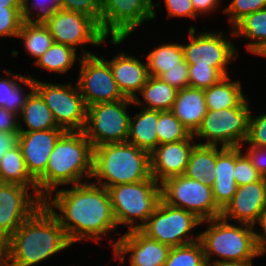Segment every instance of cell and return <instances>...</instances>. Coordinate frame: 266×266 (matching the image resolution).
<instances>
[{
  "label": "cell",
  "instance_id": "cell-53",
  "mask_svg": "<svg viewBox=\"0 0 266 266\" xmlns=\"http://www.w3.org/2000/svg\"><path fill=\"white\" fill-rule=\"evenodd\" d=\"M252 54L260 57H266V41L262 45H260Z\"/></svg>",
  "mask_w": 266,
  "mask_h": 266
},
{
  "label": "cell",
  "instance_id": "cell-16",
  "mask_svg": "<svg viewBox=\"0 0 266 266\" xmlns=\"http://www.w3.org/2000/svg\"><path fill=\"white\" fill-rule=\"evenodd\" d=\"M121 234L119 233L116 242L107 238L111 241L113 259H118L120 265L126 264L128 254L129 266H164L170 246L147 237L140 230H130Z\"/></svg>",
  "mask_w": 266,
  "mask_h": 266
},
{
  "label": "cell",
  "instance_id": "cell-15",
  "mask_svg": "<svg viewBox=\"0 0 266 266\" xmlns=\"http://www.w3.org/2000/svg\"><path fill=\"white\" fill-rule=\"evenodd\" d=\"M98 55L82 56L79 61L76 83L87 107L126 98L114 79L109 63Z\"/></svg>",
  "mask_w": 266,
  "mask_h": 266
},
{
  "label": "cell",
  "instance_id": "cell-51",
  "mask_svg": "<svg viewBox=\"0 0 266 266\" xmlns=\"http://www.w3.org/2000/svg\"><path fill=\"white\" fill-rule=\"evenodd\" d=\"M21 7V0H0V8Z\"/></svg>",
  "mask_w": 266,
  "mask_h": 266
},
{
  "label": "cell",
  "instance_id": "cell-19",
  "mask_svg": "<svg viewBox=\"0 0 266 266\" xmlns=\"http://www.w3.org/2000/svg\"><path fill=\"white\" fill-rule=\"evenodd\" d=\"M265 210L264 184L261 179L238 186L232 200L222 210L221 217L229 222L244 223L256 228V223Z\"/></svg>",
  "mask_w": 266,
  "mask_h": 266
},
{
  "label": "cell",
  "instance_id": "cell-17",
  "mask_svg": "<svg viewBox=\"0 0 266 266\" xmlns=\"http://www.w3.org/2000/svg\"><path fill=\"white\" fill-rule=\"evenodd\" d=\"M30 188L0 182V236L7 241L43 201Z\"/></svg>",
  "mask_w": 266,
  "mask_h": 266
},
{
  "label": "cell",
  "instance_id": "cell-18",
  "mask_svg": "<svg viewBox=\"0 0 266 266\" xmlns=\"http://www.w3.org/2000/svg\"><path fill=\"white\" fill-rule=\"evenodd\" d=\"M64 132L62 128L19 132L17 144L22 150L27 171L35 181L46 171L49 156Z\"/></svg>",
  "mask_w": 266,
  "mask_h": 266
},
{
  "label": "cell",
  "instance_id": "cell-40",
  "mask_svg": "<svg viewBox=\"0 0 266 266\" xmlns=\"http://www.w3.org/2000/svg\"><path fill=\"white\" fill-rule=\"evenodd\" d=\"M223 14L228 15L231 28L244 16L265 9L266 0H231L226 7H222Z\"/></svg>",
  "mask_w": 266,
  "mask_h": 266
},
{
  "label": "cell",
  "instance_id": "cell-47",
  "mask_svg": "<svg viewBox=\"0 0 266 266\" xmlns=\"http://www.w3.org/2000/svg\"><path fill=\"white\" fill-rule=\"evenodd\" d=\"M0 131L6 133H19L18 114L0 107Z\"/></svg>",
  "mask_w": 266,
  "mask_h": 266
},
{
  "label": "cell",
  "instance_id": "cell-5",
  "mask_svg": "<svg viewBox=\"0 0 266 266\" xmlns=\"http://www.w3.org/2000/svg\"><path fill=\"white\" fill-rule=\"evenodd\" d=\"M151 177L150 153L147 151L129 142L109 143L93 148V183L107 189Z\"/></svg>",
  "mask_w": 266,
  "mask_h": 266
},
{
  "label": "cell",
  "instance_id": "cell-14",
  "mask_svg": "<svg viewBox=\"0 0 266 266\" xmlns=\"http://www.w3.org/2000/svg\"><path fill=\"white\" fill-rule=\"evenodd\" d=\"M45 25L54 42L71 46L75 50L79 49L80 46L81 56L94 54L85 49V44L99 47L108 40L94 19L79 12L61 9L54 13Z\"/></svg>",
  "mask_w": 266,
  "mask_h": 266
},
{
  "label": "cell",
  "instance_id": "cell-4",
  "mask_svg": "<svg viewBox=\"0 0 266 266\" xmlns=\"http://www.w3.org/2000/svg\"><path fill=\"white\" fill-rule=\"evenodd\" d=\"M203 224L207 228L198 233L206 263L253 265V259L262 256L256 245L254 226L230 223L222 217L204 220Z\"/></svg>",
  "mask_w": 266,
  "mask_h": 266
},
{
  "label": "cell",
  "instance_id": "cell-48",
  "mask_svg": "<svg viewBox=\"0 0 266 266\" xmlns=\"http://www.w3.org/2000/svg\"><path fill=\"white\" fill-rule=\"evenodd\" d=\"M222 0H191L194 6L195 13L199 16L212 15V13L221 8Z\"/></svg>",
  "mask_w": 266,
  "mask_h": 266
},
{
  "label": "cell",
  "instance_id": "cell-3",
  "mask_svg": "<svg viewBox=\"0 0 266 266\" xmlns=\"http://www.w3.org/2000/svg\"><path fill=\"white\" fill-rule=\"evenodd\" d=\"M92 172L93 146L84 131H65L55 143L46 171L36 180L38 197L43 201L61 186L90 181Z\"/></svg>",
  "mask_w": 266,
  "mask_h": 266
},
{
  "label": "cell",
  "instance_id": "cell-20",
  "mask_svg": "<svg viewBox=\"0 0 266 266\" xmlns=\"http://www.w3.org/2000/svg\"><path fill=\"white\" fill-rule=\"evenodd\" d=\"M197 140L192 134L179 142L159 144L150 153L152 177L160 184L168 178L184 174Z\"/></svg>",
  "mask_w": 266,
  "mask_h": 266
},
{
  "label": "cell",
  "instance_id": "cell-2",
  "mask_svg": "<svg viewBox=\"0 0 266 266\" xmlns=\"http://www.w3.org/2000/svg\"><path fill=\"white\" fill-rule=\"evenodd\" d=\"M70 246L58 219L42 204L5 242L3 266H34Z\"/></svg>",
  "mask_w": 266,
  "mask_h": 266
},
{
  "label": "cell",
  "instance_id": "cell-35",
  "mask_svg": "<svg viewBox=\"0 0 266 266\" xmlns=\"http://www.w3.org/2000/svg\"><path fill=\"white\" fill-rule=\"evenodd\" d=\"M158 145L188 139L192 134L171 111H159Z\"/></svg>",
  "mask_w": 266,
  "mask_h": 266
},
{
  "label": "cell",
  "instance_id": "cell-7",
  "mask_svg": "<svg viewBox=\"0 0 266 266\" xmlns=\"http://www.w3.org/2000/svg\"><path fill=\"white\" fill-rule=\"evenodd\" d=\"M249 105L245 97L236 107L207 110L201 125L193 134L195 139H199L197 144L242 147L248 136Z\"/></svg>",
  "mask_w": 266,
  "mask_h": 266
},
{
  "label": "cell",
  "instance_id": "cell-34",
  "mask_svg": "<svg viewBox=\"0 0 266 266\" xmlns=\"http://www.w3.org/2000/svg\"><path fill=\"white\" fill-rule=\"evenodd\" d=\"M22 39L25 53L37 59L54 43L53 37L45 24L23 22L17 36Z\"/></svg>",
  "mask_w": 266,
  "mask_h": 266
},
{
  "label": "cell",
  "instance_id": "cell-10",
  "mask_svg": "<svg viewBox=\"0 0 266 266\" xmlns=\"http://www.w3.org/2000/svg\"><path fill=\"white\" fill-rule=\"evenodd\" d=\"M131 105L134 106V100L125 98L87 107L84 133L93 148L109 143L127 142L131 117L127 109Z\"/></svg>",
  "mask_w": 266,
  "mask_h": 266
},
{
  "label": "cell",
  "instance_id": "cell-23",
  "mask_svg": "<svg viewBox=\"0 0 266 266\" xmlns=\"http://www.w3.org/2000/svg\"><path fill=\"white\" fill-rule=\"evenodd\" d=\"M170 111L194 134L207 112L204 90L192 87L178 90Z\"/></svg>",
  "mask_w": 266,
  "mask_h": 266
},
{
  "label": "cell",
  "instance_id": "cell-46",
  "mask_svg": "<svg viewBox=\"0 0 266 266\" xmlns=\"http://www.w3.org/2000/svg\"><path fill=\"white\" fill-rule=\"evenodd\" d=\"M244 153L261 175L266 174V147L247 146Z\"/></svg>",
  "mask_w": 266,
  "mask_h": 266
},
{
  "label": "cell",
  "instance_id": "cell-24",
  "mask_svg": "<svg viewBox=\"0 0 266 266\" xmlns=\"http://www.w3.org/2000/svg\"><path fill=\"white\" fill-rule=\"evenodd\" d=\"M3 72L6 77L0 76V107L19 115L34 90V80L30 74H16L9 69H4ZM24 88L30 91L25 93L27 90Z\"/></svg>",
  "mask_w": 266,
  "mask_h": 266
},
{
  "label": "cell",
  "instance_id": "cell-21",
  "mask_svg": "<svg viewBox=\"0 0 266 266\" xmlns=\"http://www.w3.org/2000/svg\"><path fill=\"white\" fill-rule=\"evenodd\" d=\"M127 52H118L112 59H105L113 72L114 79L122 94L129 99L137 97L142 87L146 84L149 73L146 61Z\"/></svg>",
  "mask_w": 266,
  "mask_h": 266
},
{
  "label": "cell",
  "instance_id": "cell-55",
  "mask_svg": "<svg viewBox=\"0 0 266 266\" xmlns=\"http://www.w3.org/2000/svg\"><path fill=\"white\" fill-rule=\"evenodd\" d=\"M262 181L264 184L265 200H266V174L262 175Z\"/></svg>",
  "mask_w": 266,
  "mask_h": 266
},
{
  "label": "cell",
  "instance_id": "cell-44",
  "mask_svg": "<svg viewBox=\"0 0 266 266\" xmlns=\"http://www.w3.org/2000/svg\"><path fill=\"white\" fill-rule=\"evenodd\" d=\"M163 3L168 18H190L192 21L198 17L191 0H164Z\"/></svg>",
  "mask_w": 266,
  "mask_h": 266
},
{
  "label": "cell",
  "instance_id": "cell-9",
  "mask_svg": "<svg viewBox=\"0 0 266 266\" xmlns=\"http://www.w3.org/2000/svg\"><path fill=\"white\" fill-rule=\"evenodd\" d=\"M195 214L170 206L160 200L153 214L139 229L147 237L170 247L182 246L199 240L193 229L201 225Z\"/></svg>",
  "mask_w": 266,
  "mask_h": 266
},
{
  "label": "cell",
  "instance_id": "cell-22",
  "mask_svg": "<svg viewBox=\"0 0 266 266\" xmlns=\"http://www.w3.org/2000/svg\"><path fill=\"white\" fill-rule=\"evenodd\" d=\"M235 147L216 146V177L212 186L213 199L223 210L237 191L234 178Z\"/></svg>",
  "mask_w": 266,
  "mask_h": 266
},
{
  "label": "cell",
  "instance_id": "cell-28",
  "mask_svg": "<svg viewBox=\"0 0 266 266\" xmlns=\"http://www.w3.org/2000/svg\"><path fill=\"white\" fill-rule=\"evenodd\" d=\"M0 182L26 186L38 196L37 183L27 171L22 150L18 144L0 159Z\"/></svg>",
  "mask_w": 266,
  "mask_h": 266
},
{
  "label": "cell",
  "instance_id": "cell-33",
  "mask_svg": "<svg viewBox=\"0 0 266 266\" xmlns=\"http://www.w3.org/2000/svg\"><path fill=\"white\" fill-rule=\"evenodd\" d=\"M77 50L73 47L54 42L51 47L33 64L42 72H53L60 75L67 74L76 61H80L81 55L77 56Z\"/></svg>",
  "mask_w": 266,
  "mask_h": 266
},
{
  "label": "cell",
  "instance_id": "cell-37",
  "mask_svg": "<svg viewBox=\"0 0 266 266\" xmlns=\"http://www.w3.org/2000/svg\"><path fill=\"white\" fill-rule=\"evenodd\" d=\"M59 10L60 0H21L23 22L45 24Z\"/></svg>",
  "mask_w": 266,
  "mask_h": 266
},
{
  "label": "cell",
  "instance_id": "cell-31",
  "mask_svg": "<svg viewBox=\"0 0 266 266\" xmlns=\"http://www.w3.org/2000/svg\"><path fill=\"white\" fill-rule=\"evenodd\" d=\"M184 175L213 185L216 177V145L196 144L191 151Z\"/></svg>",
  "mask_w": 266,
  "mask_h": 266
},
{
  "label": "cell",
  "instance_id": "cell-45",
  "mask_svg": "<svg viewBox=\"0 0 266 266\" xmlns=\"http://www.w3.org/2000/svg\"><path fill=\"white\" fill-rule=\"evenodd\" d=\"M158 78L177 90L189 87V68L173 67L168 71L161 73Z\"/></svg>",
  "mask_w": 266,
  "mask_h": 266
},
{
  "label": "cell",
  "instance_id": "cell-39",
  "mask_svg": "<svg viewBox=\"0 0 266 266\" xmlns=\"http://www.w3.org/2000/svg\"><path fill=\"white\" fill-rule=\"evenodd\" d=\"M242 147H235L234 178L237 186L247 185L262 179L250 159L243 153Z\"/></svg>",
  "mask_w": 266,
  "mask_h": 266
},
{
  "label": "cell",
  "instance_id": "cell-52",
  "mask_svg": "<svg viewBox=\"0 0 266 266\" xmlns=\"http://www.w3.org/2000/svg\"><path fill=\"white\" fill-rule=\"evenodd\" d=\"M5 240L0 236V266H3L5 261Z\"/></svg>",
  "mask_w": 266,
  "mask_h": 266
},
{
  "label": "cell",
  "instance_id": "cell-49",
  "mask_svg": "<svg viewBox=\"0 0 266 266\" xmlns=\"http://www.w3.org/2000/svg\"><path fill=\"white\" fill-rule=\"evenodd\" d=\"M259 229L255 228V240L259 253L263 256L266 254V210L259 217ZM261 228V229H260Z\"/></svg>",
  "mask_w": 266,
  "mask_h": 266
},
{
  "label": "cell",
  "instance_id": "cell-6",
  "mask_svg": "<svg viewBox=\"0 0 266 266\" xmlns=\"http://www.w3.org/2000/svg\"><path fill=\"white\" fill-rule=\"evenodd\" d=\"M117 226L139 230L161 200L160 184L153 178L107 188Z\"/></svg>",
  "mask_w": 266,
  "mask_h": 266
},
{
  "label": "cell",
  "instance_id": "cell-54",
  "mask_svg": "<svg viewBox=\"0 0 266 266\" xmlns=\"http://www.w3.org/2000/svg\"><path fill=\"white\" fill-rule=\"evenodd\" d=\"M206 266H253V265L231 264V263H207Z\"/></svg>",
  "mask_w": 266,
  "mask_h": 266
},
{
  "label": "cell",
  "instance_id": "cell-11",
  "mask_svg": "<svg viewBox=\"0 0 266 266\" xmlns=\"http://www.w3.org/2000/svg\"><path fill=\"white\" fill-rule=\"evenodd\" d=\"M34 89L41 95L58 127L64 131H84L87 122V106L77 83H50L35 77Z\"/></svg>",
  "mask_w": 266,
  "mask_h": 266
},
{
  "label": "cell",
  "instance_id": "cell-13",
  "mask_svg": "<svg viewBox=\"0 0 266 266\" xmlns=\"http://www.w3.org/2000/svg\"><path fill=\"white\" fill-rule=\"evenodd\" d=\"M161 200L195 214L200 220L221 217L222 210L213 199L212 186L184 174L160 183Z\"/></svg>",
  "mask_w": 266,
  "mask_h": 266
},
{
  "label": "cell",
  "instance_id": "cell-8",
  "mask_svg": "<svg viewBox=\"0 0 266 266\" xmlns=\"http://www.w3.org/2000/svg\"><path fill=\"white\" fill-rule=\"evenodd\" d=\"M160 1L153 0H100L101 31L111 46L122 45L134 30L145 22L155 21Z\"/></svg>",
  "mask_w": 266,
  "mask_h": 266
},
{
  "label": "cell",
  "instance_id": "cell-26",
  "mask_svg": "<svg viewBox=\"0 0 266 266\" xmlns=\"http://www.w3.org/2000/svg\"><path fill=\"white\" fill-rule=\"evenodd\" d=\"M19 117V132L42 131L57 126L49 107L34 89L26 100ZM23 123V124H22Z\"/></svg>",
  "mask_w": 266,
  "mask_h": 266
},
{
  "label": "cell",
  "instance_id": "cell-42",
  "mask_svg": "<svg viewBox=\"0 0 266 266\" xmlns=\"http://www.w3.org/2000/svg\"><path fill=\"white\" fill-rule=\"evenodd\" d=\"M252 109L249 115L248 136L243 147L257 146L266 147V112L260 115L253 116Z\"/></svg>",
  "mask_w": 266,
  "mask_h": 266
},
{
  "label": "cell",
  "instance_id": "cell-12",
  "mask_svg": "<svg viewBox=\"0 0 266 266\" xmlns=\"http://www.w3.org/2000/svg\"><path fill=\"white\" fill-rule=\"evenodd\" d=\"M194 25L188 29L189 40L182 43L184 51V60L188 65L211 66L218 69L225 77L230 76L227 69L239 58L238 48L235 42L230 40L234 37L231 31V37L225 36L223 31L198 32Z\"/></svg>",
  "mask_w": 266,
  "mask_h": 266
},
{
  "label": "cell",
  "instance_id": "cell-1",
  "mask_svg": "<svg viewBox=\"0 0 266 266\" xmlns=\"http://www.w3.org/2000/svg\"><path fill=\"white\" fill-rule=\"evenodd\" d=\"M68 187L52 191L43 204L58 219L72 245L86 240L98 244L116 233L118 226L105 187L93 181Z\"/></svg>",
  "mask_w": 266,
  "mask_h": 266
},
{
  "label": "cell",
  "instance_id": "cell-36",
  "mask_svg": "<svg viewBox=\"0 0 266 266\" xmlns=\"http://www.w3.org/2000/svg\"><path fill=\"white\" fill-rule=\"evenodd\" d=\"M201 242L171 247L164 266H206Z\"/></svg>",
  "mask_w": 266,
  "mask_h": 266
},
{
  "label": "cell",
  "instance_id": "cell-43",
  "mask_svg": "<svg viewBox=\"0 0 266 266\" xmlns=\"http://www.w3.org/2000/svg\"><path fill=\"white\" fill-rule=\"evenodd\" d=\"M61 9L79 12L94 19L101 28L100 0H60Z\"/></svg>",
  "mask_w": 266,
  "mask_h": 266
},
{
  "label": "cell",
  "instance_id": "cell-41",
  "mask_svg": "<svg viewBox=\"0 0 266 266\" xmlns=\"http://www.w3.org/2000/svg\"><path fill=\"white\" fill-rule=\"evenodd\" d=\"M22 23L21 7L0 8V39L17 38Z\"/></svg>",
  "mask_w": 266,
  "mask_h": 266
},
{
  "label": "cell",
  "instance_id": "cell-30",
  "mask_svg": "<svg viewBox=\"0 0 266 266\" xmlns=\"http://www.w3.org/2000/svg\"><path fill=\"white\" fill-rule=\"evenodd\" d=\"M145 56L149 76L158 77L173 67H189L184 60L182 43H160Z\"/></svg>",
  "mask_w": 266,
  "mask_h": 266
},
{
  "label": "cell",
  "instance_id": "cell-29",
  "mask_svg": "<svg viewBox=\"0 0 266 266\" xmlns=\"http://www.w3.org/2000/svg\"><path fill=\"white\" fill-rule=\"evenodd\" d=\"M240 80L224 77L210 88L204 89L207 110L236 107L246 96Z\"/></svg>",
  "mask_w": 266,
  "mask_h": 266
},
{
  "label": "cell",
  "instance_id": "cell-32",
  "mask_svg": "<svg viewBox=\"0 0 266 266\" xmlns=\"http://www.w3.org/2000/svg\"><path fill=\"white\" fill-rule=\"evenodd\" d=\"M231 30L234 38L249 40L245 49L252 54L266 41V8L244 16Z\"/></svg>",
  "mask_w": 266,
  "mask_h": 266
},
{
  "label": "cell",
  "instance_id": "cell-27",
  "mask_svg": "<svg viewBox=\"0 0 266 266\" xmlns=\"http://www.w3.org/2000/svg\"><path fill=\"white\" fill-rule=\"evenodd\" d=\"M177 92L175 87L158 77L149 76L140 93L134 98V105L150 110L170 111L176 100Z\"/></svg>",
  "mask_w": 266,
  "mask_h": 266
},
{
  "label": "cell",
  "instance_id": "cell-25",
  "mask_svg": "<svg viewBox=\"0 0 266 266\" xmlns=\"http://www.w3.org/2000/svg\"><path fill=\"white\" fill-rule=\"evenodd\" d=\"M139 109L138 113L130 117L127 142L151 153L158 146L156 128L159 121V111L142 107Z\"/></svg>",
  "mask_w": 266,
  "mask_h": 266
},
{
  "label": "cell",
  "instance_id": "cell-50",
  "mask_svg": "<svg viewBox=\"0 0 266 266\" xmlns=\"http://www.w3.org/2000/svg\"><path fill=\"white\" fill-rule=\"evenodd\" d=\"M19 133H6L0 131V159L3 155L17 144Z\"/></svg>",
  "mask_w": 266,
  "mask_h": 266
},
{
  "label": "cell",
  "instance_id": "cell-38",
  "mask_svg": "<svg viewBox=\"0 0 266 266\" xmlns=\"http://www.w3.org/2000/svg\"><path fill=\"white\" fill-rule=\"evenodd\" d=\"M189 87L207 89L225 76L216 68L203 65H189Z\"/></svg>",
  "mask_w": 266,
  "mask_h": 266
}]
</instances>
